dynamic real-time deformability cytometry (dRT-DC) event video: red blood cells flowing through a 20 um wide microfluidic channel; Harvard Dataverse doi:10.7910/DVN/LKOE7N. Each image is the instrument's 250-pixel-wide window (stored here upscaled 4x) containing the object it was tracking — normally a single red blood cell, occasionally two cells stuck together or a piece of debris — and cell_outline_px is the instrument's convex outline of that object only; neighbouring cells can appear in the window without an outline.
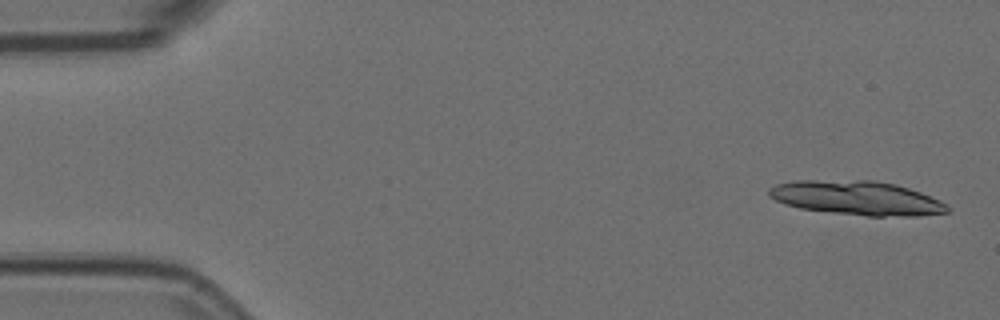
{"species": "Egyptian fruit bat (a non-hibernating species)", "species_latin": "Rousettus aegyptiacus", "temperature_condition": "room temperature", "stored_images_in_passage": 14, "camera_frame_rate_fps": 3000, "um_per_image_px": 0.085, "animal": {"sex": "female"}, "frame": {"image": 1, "passage_image": 1, "time_ms": 0.0, "image_size_px": [1000, 320], "cell_outline_px": [[948, 212], [920, 216], [868, 216], [832, 212], [800, 208], [784, 204], [768, 196], [768, 188], [776, 184], [796, 180], [872, 180], [896, 184], [920, 192], [940, 200], [948, 204]], "centroid_in_image_um": [72.83, 16.82], "position_along_channel_um": 12.2, "area_um2": 35.55}}